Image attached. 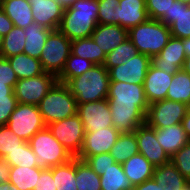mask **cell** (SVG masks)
Wrapping results in <instances>:
<instances>
[{
    "mask_svg": "<svg viewBox=\"0 0 190 190\" xmlns=\"http://www.w3.org/2000/svg\"><path fill=\"white\" fill-rule=\"evenodd\" d=\"M107 99L112 124L121 133L134 132L146 123L149 103L142 84L110 81Z\"/></svg>",
    "mask_w": 190,
    "mask_h": 190,
    "instance_id": "6da1fadb",
    "label": "cell"
},
{
    "mask_svg": "<svg viewBox=\"0 0 190 190\" xmlns=\"http://www.w3.org/2000/svg\"><path fill=\"white\" fill-rule=\"evenodd\" d=\"M98 24V0H76L64 9L58 30L71 41L91 37Z\"/></svg>",
    "mask_w": 190,
    "mask_h": 190,
    "instance_id": "7a4b0ae2",
    "label": "cell"
},
{
    "mask_svg": "<svg viewBox=\"0 0 190 190\" xmlns=\"http://www.w3.org/2000/svg\"><path fill=\"white\" fill-rule=\"evenodd\" d=\"M65 85L77 104L107 99L110 79L104 65H94L82 75L69 79Z\"/></svg>",
    "mask_w": 190,
    "mask_h": 190,
    "instance_id": "3957f363",
    "label": "cell"
},
{
    "mask_svg": "<svg viewBox=\"0 0 190 190\" xmlns=\"http://www.w3.org/2000/svg\"><path fill=\"white\" fill-rule=\"evenodd\" d=\"M170 37V27L159 20L150 18L128 30V38L136 46L138 52L150 58L161 52Z\"/></svg>",
    "mask_w": 190,
    "mask_h": 190,
    "instance_id": "277c9868",
    "label": "cell"
},
{
    "mask_svg": "<svg viewBox=\"0 0 190 190\" xmlns=\"http://www.w3.org/2000/svg\"><path fill=\"white\" fill-rule=\"evenodd\" d=\"M38 107L46 126L77 114L76 98L60 82L42 98Z\"/></svg>",
    "mask_w": 190,
    "mask_h": 190,
    "instance_id": "5b68a950",
    "label": "cell"
},
{
    "mask_svg": "<svg viewBox=\"0 0 190 190\" xmlns=\"http://www.w3.org/2000/svg\"><path fill=\"white\" fill-rule=\"evenodd\" d=\"M32 151L36 154V166L48 169L69 162L74 157L53 136L46 126L37 132L29 141Z\"/></svg>",
    "mask_w": 190,
    "mask_h": 190,
    "instance_id": "8992f818",
    "label": "cell"
},
{
    "mask_svg": "<svg viewBox=\"0 0 190 190\" xmlns=\"http://www.w3.org/2000/svg\"><path fill=\"white\" fill-rule=\"evenodd\" d=\"M72 41L59 30H54L47 36L42 53L39 57L44 72L58 77L71 53Z\"/></svg>",
    "mask_w": 190,
    "mask_h": 190,
    "instance_id": "52a82bcc",
    "label": "cell"
},
{
    "mask_svg": "<svg viewBox=\"0 0 190 190\" xmlns=\"http://www.w3.org/2000/svg\"><path fill=\"white\" fill-rule=\"evenodd\" d=\"M6 125L25 142L46 127L39 107L24 103L17 104Z\"/></svg>",
    "mask_w": 190,
    "mask_h": 190,
    "instance_id": "ba28073f",
    "label": "cell"
},
{
    "mask_svg": "<svg viewBox=\"0 0 190 190\" xmlns=\"http://www.w3.org/2000/svg\"><path fill=\"white\" fill-rule=\"evenodd\" d=\"M58 82L57 77L51 73L43 74L27 79H19L13 89L18 103L36 105Z\"/></svg>",
    "mask_w": 190,
    "mask_h": 190,
    "instance_id": "9c48e42d",
    "label": "cell"
},
{
    "mask_svg": "<svg viewBox=\"0 0 190 190\" xmlns=\"http://www.w3.org/2000/svg\"><path fill=\"white\" fill-rule=\"evenodd\" d=\"M53 136L70 152L77 157L81 151L85 130L80 117L76 114L47 125Z\"/></svg>",
    "mask_w": 190,
    "mask_h": 190,
    "instance_id": "30bf717a",
    "label": "cell"
},
{
    "mask_svg": "<svg viewBox=\"0 0 190 190\" xmlns=\"http://www.w3.org/2000/svg\"><path fill=\"white\" fill-rule=\"evenodd\" d=\"M187 111V104L167 99L159 100L149 104L146 123L152 128H166L180 124Z\"/></svg>",
    "mask_w": 190,
    "mask_h": 190,
    "instance_id": "8fae6325",
    "label": "cell"
},
{
    "mask_svg": "<svg viewBox=\"0 0 190 190\" xmlns=\"http://www.w3.org/2000/svg\"><path fill=\"white\" fill-rule=\"evenodd\" d=\"M77 115L83 123L85 132L113 126L108 99L77 104Z\"/></svg>",
    "mask_w": 190,
    "mask_h": 190,
    "instance_id": "7c38bea8",
    "label": "cell"
},
{
    "mask_svg": "<svg viewBox=\"0 0 190 190\" xmlns=\"http://www.w3.org/2000/svg\"><path fill=\"white\" fill-rule=\"evenodd\" d=\"M151 65V58L145 54H137L125 63L108 70L110 81H120L133 84H144L146 73Z\"/></svg>",
    "mask_w": 190,
    "mask_h": 190,
    "instance_id": "4fadbf2b",
    "label": "cell"
},
{
    "mask_svg": "<svg viewBox=\"0 0 190 190\" xmlns=\"http://www.w3.org/2000/svg\"><path fill=\"white\" fill-rule=\"evenodd\" d=\"M138 152L155 167L170 162L169 155L157 141L155 128L147 123L140 125L135 131Z\"/></svg>",
    "mask_w": 190,
    "mask_h": 190,
    "instance_id": "5bb4252c",
    "label": "cell"
},
{
    "mask_svg": "<svg viewBox=\"0 0 190 190\" xmlns=\"http://www.w3.org/2000/svg\"><path fill=\"white\" fill-rule=\"evenodd\" d=\"M121 134L114 126L85 132L81 151L77 158L86 160L90 156L110 153L111 147L116 143Z\"/></svg>",
    "mask_w": 190,
    "mask_h": 190,
    "instance_id": "9a60e30c",
    "label": "cell"
},
{
    "mask_svg": "<svg viewBox=\"0 0 190 190\" xmlns=\"http://www.w3.org/2000/svg\"><path fill=\"white\" fill-rule=\"evenodd\" d=\"M185 59L183 40L171 36L161 52L151 58V64L169 74H175L183 68Z\"/></svg>",
    "mask_w": 190,
    "mask_h": 190,
    "instance_id": "2e32d148",
    "label": "cell"
},
{
    "mask_svg": "<svg viewBox=\"0 0 190 190\" xmlns=\"http://www.w3.org/2000/svg\"><path fill=\"white\" fill-rule=\"evenodd\" d=\"M34 22L52 31L58 30L65 7L55 0H27Z\"/></svg>",
    "mask_w": 190,
    "mask_h": 190,
    "instance_id": "e0dca14e",
    "label": "cell"
},
{
    "mask_svg": "<svg viewBox=\"0 0 190 190\" xmlns=\"http://www.w3.org/2000/svg\"><path fill=\"white\" fill-rule=\"evenodd\" d=\"M172 77L173 74L162 71L152 64L149 66L143 84L145 96L149 104L166 99Z\"/></svg>",
    "mask_w": 190,
    "mask_h": 190,
    "instance_id": "ac0fdd59",
    "label": "cell"
},
{
    "mask_svg": "<svg viewBox=\"0 0 190 190\" xmlns=\"http://www.w3.org/2000/svg\"><path fill=\"white\" fill-rule=\"evenodd\" d=\"M162 22L170 27L171 36L190 38V5L175 0L170 8V15Z\"/></svg>",
    "mask_w": 190,
    "mask_h": 190,
    "instance_id": "d6986e66",
    "label": "cell"
},
{
    "mask_svg": "<svg viewBox=\"0 0 190 190\" xmlns=\"http://www.w3.org/2000/svg\"><path fill=\"white\" fill-rule=\"evenodd\" d=\"M91 37L107 55L128 38V30L115 24H97Z\"/></svg>",
    "mask_w": 190,
    "mask_h": 190,
    "instance_id": "ffe728a7",
    "label": "cell"
},
{
    "mask_svg": "<svg viewBox=\"0 0 190 190\" xmlns=\"http://www.w3.org/2000/svg\"><path fill=\"white\" fill-rule=\"evenodd\" d=\"M157 141L171 158L184 145L190 142L181 123L166 128H155Z\"/></svg>",
    "mask_w": 190,
    "mask_h": 190,
    "instance_id": "44dd1931",
    "label": "cell"
},
{
    "mask_svg": "<svg viewBox=\"0 0 190 190\" xmlns=\"http://www.w3.org/2000/svg\"><path fill=\"white\" fill-rule=\"evenodd\" d=\"M145 0H120L119 25L127 30L148 19Z\"/></svg>",
    "mask_w": 190,
    "mask_h": 190,
    "instance_id": "7402d4cb",
    "label": "cell"
},
{
    "mask_svg": "<svg viewBox=\"0 0 190 190\" xmlns=\"http://www.w3.org/2000/svg\"><path fill=\"white\" fill-rule=\"evenodd\" d=\"M121 165L132 186L153 178L155 166L140 153L131 156Z\"/></svg>",
    "mask_w": 190,
    "mask_h": 190,
    "instance_id": "603a6c76",
    "label": "cell"
},
{
    "mask_svg": "<svg viewBox=\"0 0 190 190\" xmlns=\"http://www.w3.org/2000/svg\"><path fill=\"white\" fill-rule=\"evenodd\" d=\"M0 7L15 27L24 29L34 22L31 5L27 0H0Z\"/></svg>",
    "mask_w": 190,
    "mask_h": 190,
    "instance_id": "cb8c5ba5",
    "label": "cell"
},
{
    "mask_svg": "<svg viewBox=\"0 0 190 190\" xmlns=\"http://www.w3.org/2000/svg\"><path fill=\"white\" fill-rule=\"evenodd\" d=\"M52 30L47 29L39 24L33 22L24 28L25 45L23 53L33 58L39 59L47 36Z\"/></svg>",
    "mask_w": 190,
    "mask_h": 190,
    "instance_id": "d4e9b609",
    "label": "cell"
},
{
    "mask_svg": "<svg viewBox=\"0 0 190 190\" xmlns=\"http://www.w3.org/2000/svg\"><path fill=\"white\" fill-rule=\"evenodd\" d=\"M153 179L163 190H180L189 182L171 162L155 167Z\"/></svg>",
    "mask_w": 190,
    "mask_h": 190,
    "instance_id": "484cf974",
    "label": "cell"
},
{
    "mask_svg": "<svg viewBox=\"0 0 190 190\" xmlns=\"http://www.w3.org/2000/svg\"><path fill=\"white\" fill-rule=\"evenodd\" d=\"M19 79L36 77L44 73L39 59L20 53L7 58Z\"/></svg>",
    "mask_w": 190,
    "mask_h": 190,
    "instance_id": "4316f807",
    "label": "cell"
},
{
    "mask_svg": "<svg viewBox=\"0 0 190 190\" xmlns=\"http://www.w3.org/2000/svg\"><path fill=\"white\" fill-rule=\"evenodd\" d=\"M71 53L85 58L95 65H103L106 59V54L92 37L73 40L71 43Z\"/></svg>",
    "mask_w": 190,
    "mask_h": 190,
    "instance_id": "83f0119b",
    "label": "cell"
},
{
    "mask_svg": "<svg viewBox=\"0 0 190 190\" xmlns=\"http://www.w3.org/2000/svg\"><path fill=\"white\" fill-rule=\"evenodd\" d=\"M166 99L190 105V75L183 69L173 74Z\"/></svg>",
    "mask_w": 190,
    "mask_h": 190,
    "instance_id": "f1b7e54d",
    "label": "cell"
},
{
    "mask_svg": "<svg viewBox=\"0 0 190 190\" xmlns=\"http://www.w3.org/2000/svg\"><path fill=\"white\" fill-rule=\"evenodd\" d=\"M101 190H132L133 186L125 175L122 165L114 163L100 176Z\"/></svg>",
    "mask_w": 190,
    "mask_h": 190,
    "instance_id": "f546056e",
    "label": "cell"
},
{
    "mask_svg": "<svg viewBox=\"0 0 190 190\" xmlns=\"http://www.w3.org/2000/svg\"><path fill=\"white\" fill-rule=\"evenodd\" d=\"M42 170L39 167L11 166L9 182L19 190H33Z\"/></svg>",
    "mask_w": 190,
    "mask_h": 190,
    "instance_id": "4dcf8cb0",
    "label": "cell"
},
{
    "mask_svg": "<svg viewBox=\"0 0 190 190\" xmlns=\"http://www.w3.org/2000/svg\"><path fill=\"white\" fill-rule=\"evenodd\" d=\"M137 153L139 152L135 132L121 133L110 150V155L115 159V162L120 164Z\"/></svg>",
    "mask_w": 190,
    "mask_h": 190,
    "instance_id": "1f68e13d",
    "label": "cell"
},
{
    "mask_svg": "<svg viewBox=\"0 0 190 190\" xmlns=\"http://www.w3.org/2000/svg\"><path fill=\"white\" fill-rule=\"evenodd\" d=\"M56 190H77L76 157L69 162L53 167Z\"/></svg>",
    "mask_w": 190,
    "mask_h": 190,
    "instance_id": "d6a6232c",
    "label": "cell"
},
{
    "mask_svg": "<svg viewBox=\"0 0 190 190\" xmlns=\"http://www.w3.org/2000/svg\"><path fill=\"white\" fill-rule=\"evenodd\" d=\"M77 190H101L100 175H97L86 161L76 157Z\"/></svg>",
    "mask_w": 190,
    "mask_h": 190,
    "instance_id": "836d02e7",
    "label": "cell"
},
{
    "mask_svg": "<svg viewBox=\"0 0 190 190\" xmlns=\"http://www.w3.org/2000/svg\"><path fill=\"white\" fill-rule=\"evenodd\" d=\"M24 29L13 27L5 36H3L2 48L0 54L3 58L23 53L25 45Z\"/></svg>",
    "mask_w": 190,
    "mask_h": 190,
    "instance_id": "e575fe53",
    "label": "cell"
},
{
    "mask_svg": "<svg viewBox=\"0 0 190 190\" xmlns=\"http://www.w3.org/2000/svg\"><path fill=\"white\" fill-rule=\"evenodd\" d=\"M94 65L91 61L70 53L61 74L57 77L58 82L65 84L69 79L82 75Z\"/></svg>",
    "mask_w": 190,
    "mask_h": 190,
    "instance_id": "d590c367",
    "label": "cell"
},
{
    "mask_svg": "<svg viewBox=\"0 0 190 190\" xmlns=\"http://www.w3.org/2000/svg\"><path fill=\"white\" fill-rule=\"evenodd\" d=\"M137 54H139V52L136 49V46L129 38H127L118 47L111 50L106 55L105 63L103 65L109 70L112 67L125 63V60L132 59Z\"/></svg>",
    "mask_w": 190,
    "mask_h": 190,
    "instance_id": "8d00e7d4",
    "label": "cell"
},
{
    "mask_svg": "<svg viewBox=\"0 0 190 190\" xmlns=\"http://www.w3.org/2000/svg\"><path fill=\"white\" fill-rule=\"evenodd\" d=\"M36 154L32 151L29 142H24L19 148L9 152L4 159L10 164V166L21 167H37L36 166Z\"/></svg>",
    "mask_w": 190,
    "mask_h": 190,
    "instance_id": "74e56055",
    "label": "cell"
},
{
    "mask_svg": "<svg viewBox=\"0 0 190 190\" xmlns=\"http://www.w3.org/2000/svg\"><path fill=\"white\" fill-rule=\"evenodd\" d=\"M120 0H98V24L119 25Z\"/></svg>",
    "mask_w": 190,
    "mask_h": 190,
    "instance_id": "f35d334b",
    "label": "cell"
},
{
    "mask_svg": "<svg viewBox=\"0 0 190 190\" xmlns=\"http://www.w3.org/2000/svg\"><path fill=\"white\" fill-rule=\"evenodd\" d=\"M24 142L7 125H0V157L4 158Z\"/></svg>",
    "mask_w": 190,
    "mask_h": 190,
    "instance_id": "ab89813d",
    "label": "cell"
},
{
    "mask_svg": "<svg viewBox=\"0 0 190 190\" xmlns=\"http://www.w3.org/2000/svg\"><path fill=\"white\" fill-rule=\"evenodd\" d=\"M145 2L148 17L162 22L170 15V8L175 0H145Z\"/></svg>",
    "mask_w": 190,
    "mask_h": 190,
    "instance_id": "60d3db41",
    "label": "cell"
},
{
    "mask_svg": "<svg viewBox=\"0 0 190 190\" xmlns=\"http://www.w3.org/2000/svg\"><path fill=\"white\" fill-rule=\"evenodd\" d=\"M170 162L176 166L183 177L190 181V142L176 152L170 158Z\"/></svg>",
    "mask_w": 190,
    "mask_h": 190,
    "instance_id": "b9f144b4",
    "label": "cell"
},
{
    "mask_svg": "<svg viewBox=\"0 0 190 190\" xmlns=\"http://www.w3.org/2000/svg\"><path fill=\"white\" fill-rule=\"evenodd\" d=\"M86 163L93 169L97 175H102L105 170L110 168L115 162V159L110 155V153H102L95 156H90L86 160Z\"/></svg>",
    "mask_w": 190,
    "mask_h": 190,
    "instance_id": "7bdbcfd3",
    "label": "cell"
},
{
    "mask_svg": "<svg viewBox=\"0 0 190 190\" xmlns=\"http://www.w3.org/2000/svg\"><path fill=\"white\" fill-rule=\"evenodd\" d=\"M18 81L17 75L11 67L7 58H0V82H8L13 89Z\"/></svg>",
    "mask_w": 190,
    "mask_h": 190,
    "instance_id": "ee69618b",
    "label": "cell"
},
{
    "mask_svg": "<svg viewBox=\"0 0 190 190\" xmlns=\"http://www.w3.org/2000/svg\"><path fill=\"white\" fill-rule=\"evenodd\" d=\"M33 190H56L53 179V167L43 169Z\"/></svg>",
    "mask_w": 190,
    "mask_h": 190,
    "instance_id": "f6af8a7d",
    "label": "cell"
},
{
    "mask_svg": "<svg viewBox=\"0 0 190 190\" xmlns=\"http://www.w3.org/2000/svg\"><path fill=\"white\" fill-rule=\"evenodd\" d=\"M17 104V99H0V125L7 124Z\"/></svg>",
    "mask_w": 190,
    "mask_h": 190,
    "instance_id": "bcb514c9",
    "label": "cell"
},
{
    "mask_svg": "<svg viewBox=\"0 0 190 190\" xmlns=\"http://www.w3.org/2000/svg\"><path fill=\"white\" fill-rule=\"evenodd\" d=\"M14 24L12 20L5 14L0 7V35L5 36L12 28Z\"/></svg>",
    "mask_w": 190,
    "mask_h": 190,
    "instance_id": "7dc6e473",
    "label": "cell"
},
{
    "mask_svg": "<svg viewBox=\"0 0 190 190\" xmlns=\"http://www.w3.org/2000/svg\"><path fill=\"white\" fill-rule=\"evenodd\" d=\"M132 190H163V188L160 184H157L153 178H151L141 184L133 186Z\"/></svg>",
    "mask_w": 190,
    "mask_h": 190,
    "instance_id": "c3c4849f",
    "label": "cell"
},
{
    "mask_svg": "<svg viewBox=\"0 0 190 190\" xmlns=\"http://www.w3.org/2000/svg\"><path fill=\"white\" fill-rule=\"evenodd\" d=\"M10 164L0 157V183L8 182L10 179Z\"/></svg>",
    "mask_w": 190,
    "mask_h": 190,
    "instance_id": "681fc988",
    "label": "cell"
},
{
    "mask_svg": "<svg viewBox=\"0 0 190 190\" xmlns=\"http://www.w3.org/2000/svg\"><path fill=\"white\" fill-rule=\"evenodd\" d=\"M0 99H16L13 88L8 82H0Z\"/></svg>",
    "mask_w": 190,
    "mask_h": 190,
    "instance_id": "f907efd6",
    "label": "cell"
},
{
    "mask_svg": "<svg viewBox=\"0 0 190 190\" xmlns=\"http://www.w3.org/2000/svg\"><path fill=\"white\" fill-rule=\"evenodd\" d=\"M181 125L186 132L188 138L190 139V112L187 111L185 117L183 118Z\"/></svg>",
    "mask_w": 190,
    "mask_h": 190,
    "instance_id": "816d5d0a",
    "label": "cell"
},
{
    "mask_svg": "<svg viewBox=\"0 0 190 190\" xmlns=\"http://www.w3.org/2000/svg\"><path fill=\"white\" fill-rule=\"evenodd\" d=\"M0 190H19V189L16 186L11 185V183L8 181L0 183Z\"/></svg>",
    "mask_w": 190,
    "mask_h": 190,
    "instance_id": "f5cc1de1",
    "label": "cell"
},
{
    "mask_svg": "<svg viewBox=\"0 0 190 190\" xmlns=\"http://www.w3.org/2000/svg\"><path fill=\"white\" fill-rule=\"evenodd\" d=\"M182 40H183V48L185 50V55L186 57H188L190 52V38H184Z\"/></svg>",
    "mask_w": 190,
    "mask_h": 190,
    "instance_id": "db71d44e",
    "label": "cell"
},
{
    "mask_svg": "<svg viewBox=\"0 0 190 190\" xmlns=\"http://www.w3.org/2000/svg\"><path fill=\"white\" fill-rule=\"evenodd\" d=\"M182 69L190 75V52H189V56L186 57L184 61V65Z\"/></svg>",
    "mask_w": 190,
    "mask_h": 190,
    "instance_id": "11a10c76",
    "label": "cell"
},
{
    "mask_svg": "<svg viewBox=\"0 0 190 190\" xmlns=\"http://www.w3.org/2000/svg\"><path fill=\"white\" fill-rule=\"evenodd\" d=\"M76 0H61V5L63 7H69L71 6Z\"/></svg>",
    "mask_w": 190,
    "mask_h": 190,
    "instance_id": "9f6ffc18",
    "label": "cell"
},
{
    "mask_svg": "<svg viewBox=\"0 0 190 190\" xmlns=\"http://www.w3.org/2000/svg\"><path fill=\"white\" fill-rule=\"evenodd\" d=\"M180 190H190V181L184 185Z\"/></svg>",
    "mask_w": 190,
    "mask_h": 190,
    "instance_id": "6f0895ef",
    "label": "cell"
},
{
    "mask_svg": "<svg viewBox=\"0 0 190 190\" xmlns=\"http://www.w3.org/2000/svg\"><path fill=\"white\" fill-rule=\"evenodd\" d=\"M2 43H3V36L0 35V50H1V48H2Z\"/></svg>",
    "mask_w": 190,
    "mask_h": 190,
    "instance_id": "680465c9",
    "label": "cell"
},
{
    "mask_svg": "<svg viewBox=\"0 0 190 190\" xmlns=\"http://www.w3.org/2000/svg\"><path fill=\"white\" fill-rule=\"evenodd\" d=\"M179 1H181V2H183V3H185V4L190 5V0H179Z\"/></svg>",
    "mask_w": 190,
    "mask_h": 190,
    "instance_id": "91938a15",
    "label": "cell"
}]
</instances>
